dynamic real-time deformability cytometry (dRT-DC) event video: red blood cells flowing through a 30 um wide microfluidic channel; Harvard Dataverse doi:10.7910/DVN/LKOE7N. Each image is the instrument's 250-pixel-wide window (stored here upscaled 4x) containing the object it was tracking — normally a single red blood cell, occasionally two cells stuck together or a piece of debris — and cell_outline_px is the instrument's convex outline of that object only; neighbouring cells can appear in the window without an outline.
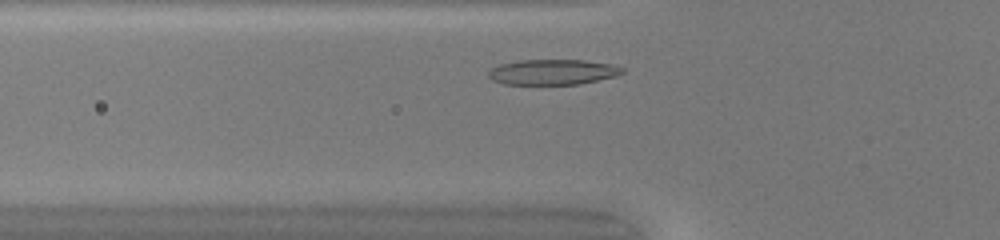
{"species": "common noctule bat (a hibernating species)", "species_latin": "Nyctalus noctula", "temperature_condition": "warm", "stored_images_in_passage": 28, "camera_frame_rate_fps": 3000, "um_per_image_px": 0.085, "animal": {"sex": "female", "body_mass_g": 20.0, "forearm_length_mm": 54.0}, "frame": {"image": 1, "passage_image": 4, "time_ms": 1.0, "image_size_px": [1000, 240], "cell_outline_px": [[624, 72], [616, 76], [580, 84], [504, 84], [492, 80], [488, 76], [488, 72], [492, 68], [500, 64], [520, 60], [584, 60], [608, 64], [624, 68]], "centroid_in_image_um": [46.96, 6.12], "position_along_channel_um": 78.8, "area_um2": 19.65}}
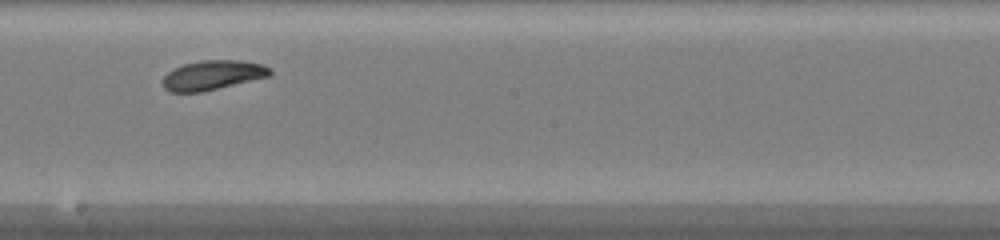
{"frame": {"image": 2, "passage_image": 15, "time_ms": 4.667, "image_size_px": [1000, 240], "cell_outline_px": [[272, 76], [200, 92], [168, 92], [160, 84], [160, 80], [172, 68], [184, 64], [200, 60], [244, 60], [264, 64], [272, 68]], "centroid_in_image_um": [18.08, 6.38], "position_along_channel_um": 230.1, "area_um2": 18.9}}
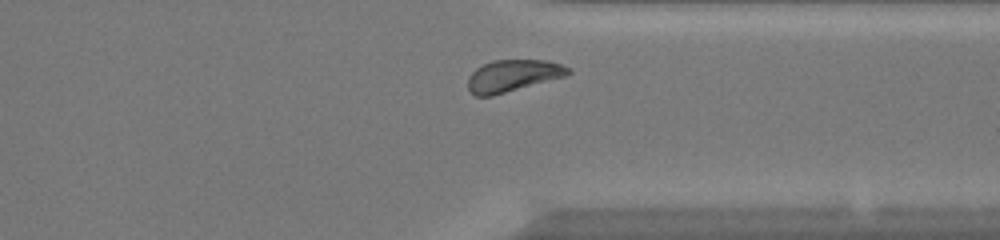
{"frame": {"image": 3, "passage_image": 25, "time_ms": 8.0, "image_size_px": [1000, 240], "cell_outline_px": [[572, 72], [568, 76], [492, 96], [476, 96], [468, 88], [468, 76], [476, 68], [492, 60], [544, 60], [560, 64], [568, 68]], "centroid_in_image_um": [43.6, 6.44], "position_along_channel_um": 367.8, "area_um2": 18.67}, "authors_computed_cell_mechanics": {"area_um2": 18.7272, "velocity_mm_per_s": 4.1335, "shape_relaxation_time_tau1_ms": 2.9024, "shape_relaxation_time_tau2_ms": 10.5482, "deformation_change_tau1": 0.1161, "deformation_change_tau2": 0.1838}}